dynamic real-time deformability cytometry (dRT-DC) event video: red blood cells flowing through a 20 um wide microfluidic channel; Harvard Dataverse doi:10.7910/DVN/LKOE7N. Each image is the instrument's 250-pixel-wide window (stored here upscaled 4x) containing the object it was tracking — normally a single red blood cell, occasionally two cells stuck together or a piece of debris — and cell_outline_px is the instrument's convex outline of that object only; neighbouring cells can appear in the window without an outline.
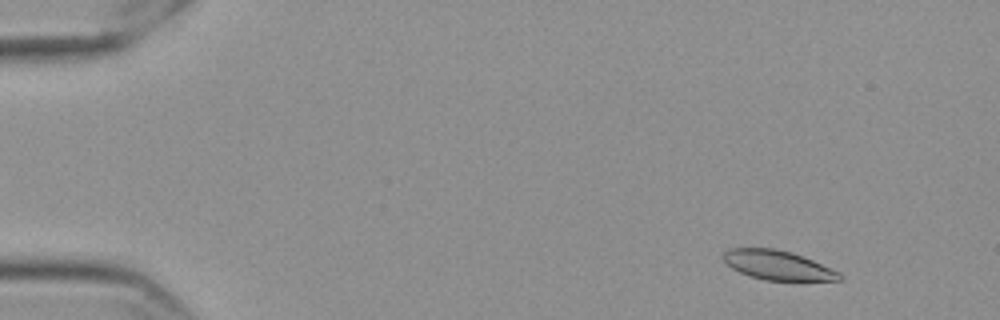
{"species": "Egyptian fruit bat (a non-hibernating species)", "species_latin": "Rousettus aegyptiacus", "temperature_condition": "cold", "stored_images_in_passage": 56, "camera_frame_rate_fps": 3000, "um_per_image_px": 0.085, "frame": {"image": 1, "passage_image": 5, "time_ms": 1.333, "image_size_px": [1000, 320], "cell_outline_px": [[844, 276], [840, 280], [764, 280], [740, 272], [732, 268], [724, 260], [724, 252], [728, 248], [776, 248], [792, 252], [804, 256], [840, 272]], "centroid_in_image_um": [66.13, 22.53], "position_along_channel_um": 18.9, "area_um2": 19.77}}
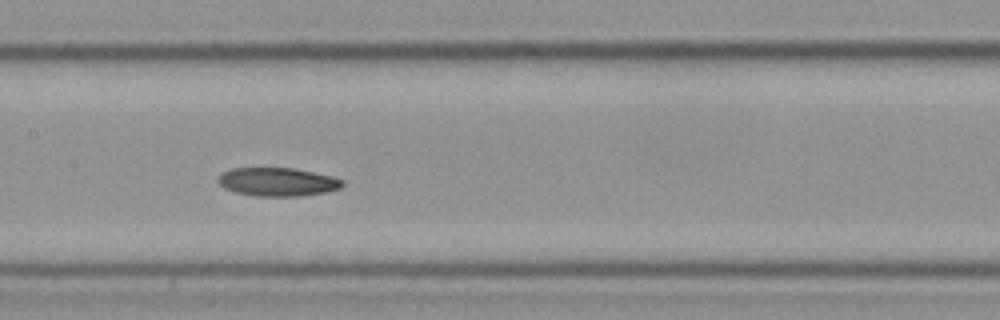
{"frame": {"image": 2, "passage_image": 28, "time_ms": 9.0, "image_size_px": [1000, 320], "cell_outline_px": [[344, 184], [340, 188], [328, 192], [300, 196], [256, 196], [236, 192], [224, 188], [216, 180], [220, 172], [232, 168], [292, 168], [332, 176], [344, 180]], "centroid_in_image_um": [23.58, 15.46], "position_along_channel_um": 183.8, "area_um2": 20.75}}
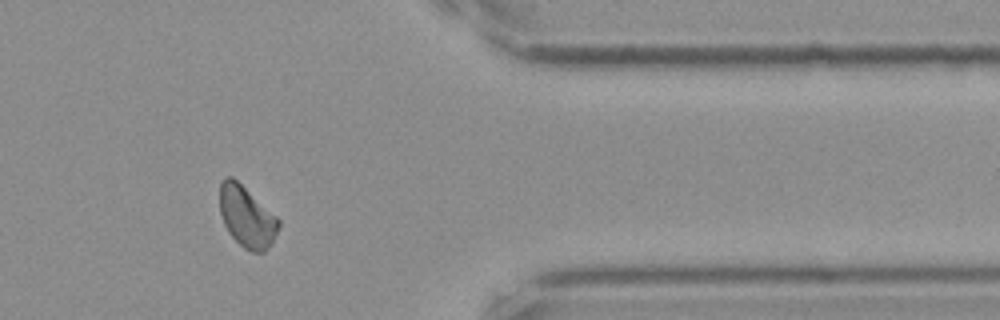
{"frame": {"image": 3, "passage_image": 47, "time_ms": 15.333, "image_size_px": [1000, 320], "cell_outline_px": [[280, 224], [272, 244], [264, 252], [252, 252], [244, 248], [228, 232], [224, 224], [220, 212], [220, 184], [224, 176], [232, 176], [276, 216], [280, 220]], "centroid_in_image_um": [20.97, 18.43], "position_along_channel_um": 390.4, "area_um2": 20.81}}